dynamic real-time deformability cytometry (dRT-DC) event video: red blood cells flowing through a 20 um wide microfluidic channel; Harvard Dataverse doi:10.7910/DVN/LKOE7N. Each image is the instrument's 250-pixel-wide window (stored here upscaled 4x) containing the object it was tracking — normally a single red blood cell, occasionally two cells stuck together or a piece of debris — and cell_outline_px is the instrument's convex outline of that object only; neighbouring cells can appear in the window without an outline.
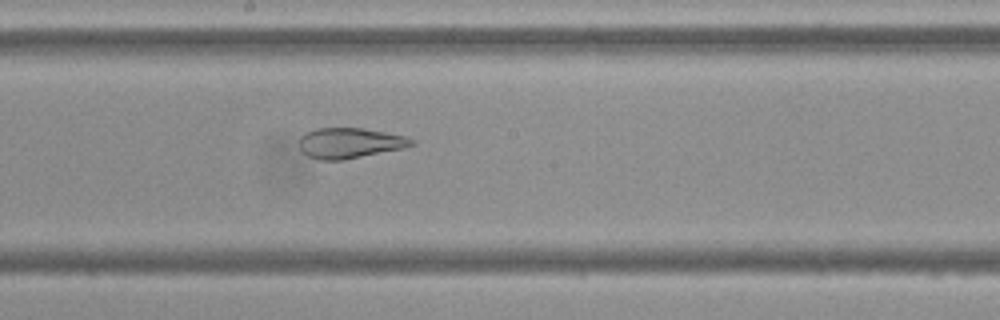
{"species": "Egyptian fruit bat (a non-hibernating species)", "species_latin": "Rousettus aegyptiacus", "temperature_condition": "cold", "stored_images_in_passage": 36, "camera_frame_rate_fps": 3000, "um_per_image_px": 0.085, "frame": {"image": 1, "passage_image": 16, "time_ms": 5.0, "image_size_px": [1000, 320], "cell_outline_px": [[416, 144], [404, 148], [344, 160], [320, 160], [308, 156], [300, 148], [300, 136], [316, 128], [364, 128], [404, 136], [416, 140]], "centroid_in_image_um": [29.76, 12.16], "position_along_channel_um": 218.4, "area_um2": 19.88}, "authors_computed_cell_mechanics": {"area_um2": 22.3397, "velocity_mm_per_s": 3.6612, "shape_relaxation_time_tau1_ms": null, "shape_relaxation_time_tau2_ms": 1.7341, "deformation_change_tau1": null, "deformation_change_tau2": 0.1116}}